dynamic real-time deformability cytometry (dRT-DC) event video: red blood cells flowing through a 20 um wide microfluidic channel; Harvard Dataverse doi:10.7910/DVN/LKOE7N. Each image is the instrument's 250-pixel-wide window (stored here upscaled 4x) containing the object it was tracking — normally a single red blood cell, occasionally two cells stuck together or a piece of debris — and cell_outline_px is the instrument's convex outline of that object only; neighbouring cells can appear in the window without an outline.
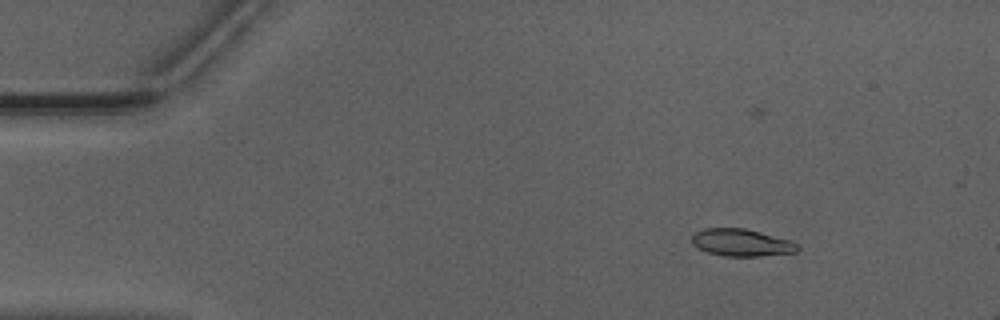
{"species": "Egyptian fruit bat (a non-hibernating species)", "species_latin": "Rousettus aegyptiacus", "temperature_condition": "warm", "stored_images_in_passage": 49, "camera_frame_rate_fps": 3000, "um_per_image_px": 0.085, "animal": {"sex": "male"}, "frame": {"image": 1, "passage_image": 5, "time_ms": 1.333, "image_size_px": [1000, 320], "cell_outline_px": [[800, 248], [796, 252], [760, 256], [724, 256], [708, 252], [692, 244], [692, 236], [696, 232], [704, 228], [744, 228], [792, 240]], "centroid_in_image_um": [63.04, 20.62], "position_along_channel_um": 22.0, "area_um2": 16.7}}
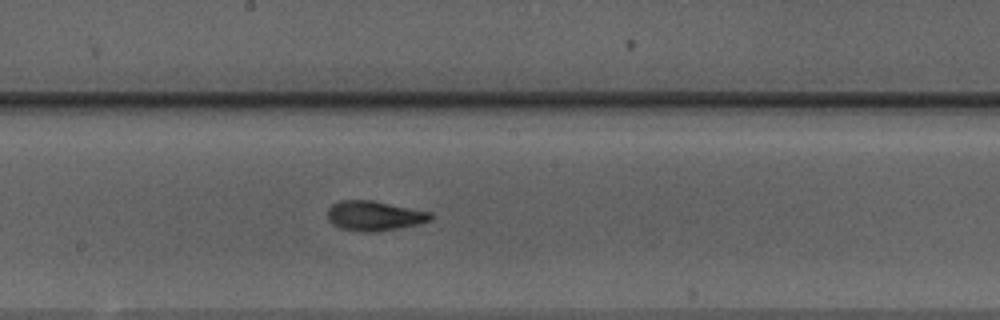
{"frame": {"image": 2, "passage_image": 26, "time_ms": 8.333, "image_size_px": [1000, 320], "cell_outline_px": [[432, 216], [428, 220], [416, 224], [376, 232], [364, 232], [340, 228], [332, 224], [328, 220], [328, 208], [332, 204], [340, 200], [372, 200], [432, 212]], "centroid_in_image_um": [31.77, 18.33], "position_along_channel_um": 216.4, "area_um2": 17.74}}
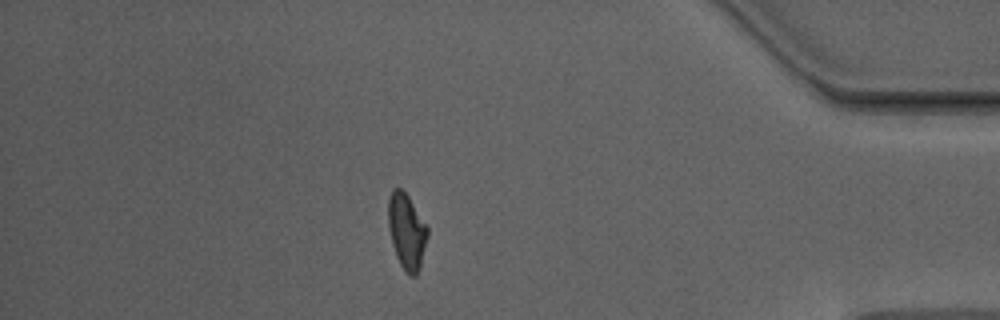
{"frame": {"image": 3, "passage_image": 43, "time_ms": 14.0, "image_size_px": [1000, 320], "cell_outline_px": [[428, 236], [420, 268], [416, 276], [408, 276], [404, 272], [396, 256], [392, 244], [388, 224], [388, 200], [392, 188], [400, 188], [408, 196], [428, 228]], "centroid_in_image_um": [34.56, 19.7], "position_along_channel_um": 400.6, "area_um2": 17.34}}